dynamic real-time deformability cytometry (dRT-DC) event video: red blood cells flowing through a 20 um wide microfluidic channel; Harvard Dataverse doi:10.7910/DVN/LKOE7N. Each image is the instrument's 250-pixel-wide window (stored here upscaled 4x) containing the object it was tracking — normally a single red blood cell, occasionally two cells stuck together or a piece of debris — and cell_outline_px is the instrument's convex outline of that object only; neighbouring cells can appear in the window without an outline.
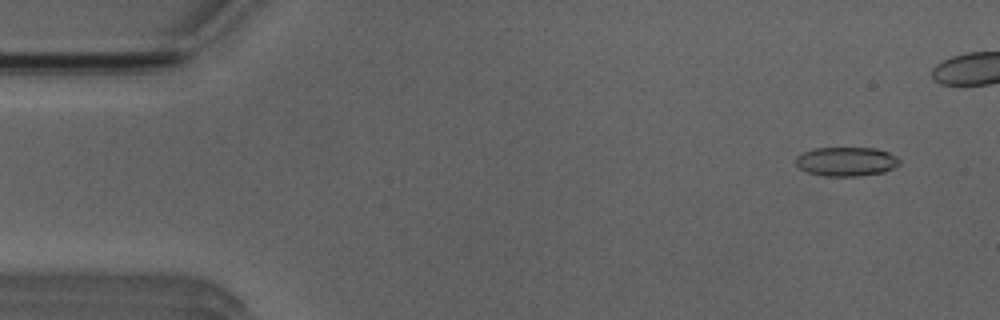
{"species": "Egyptian fruit bat (a non-hibernating species)", "species_latin": "Rousettus aegyptiacus", "temperature_condition": "room temperature", "stored_images_in_passage": 11, "camera_frame_rate_fps": 3000, "um_per_image_px": 0.085, "animal": {"sex": "male"}, "frame": {"image": 1, "passage_image": 4, "time_ms": 1.0, "image_size_px": [1000, 320], "cell_outline_px": [[900, 164], [884, 172], [856, 176], [824, 176], [808, 172], [800, 168], [796, 164], [796, 156], [804, 152], [816, 148], [876, 148], [888, 152], [896, 156], [900, 160]], "centroid_in_image_um": [71.95, 13.73], "position_along_channel_um": 13.1, "area_um2": 17.51}}